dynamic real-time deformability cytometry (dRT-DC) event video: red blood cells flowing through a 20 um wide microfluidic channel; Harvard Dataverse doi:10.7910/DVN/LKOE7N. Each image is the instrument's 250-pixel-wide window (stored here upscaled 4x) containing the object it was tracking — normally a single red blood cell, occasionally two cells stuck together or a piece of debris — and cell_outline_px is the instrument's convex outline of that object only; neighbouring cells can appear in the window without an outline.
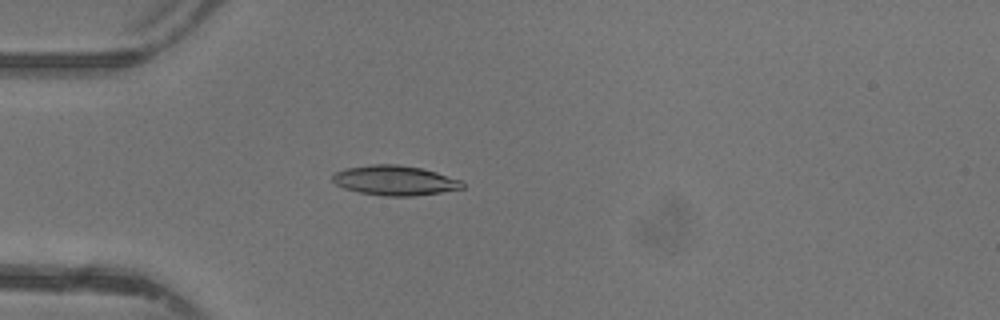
{"species": "common noctule bat (a hibernating species)", "species_latin": "Nyctalus noctula", "temperature_condition": "warm", "stored_images_in_passage": 35, "camera_frame_rate_fps": 3000, "um_per_image_px": 0.085, "animal": {"sex": "female"}, "frame": {"image": 1, "passage_image": 2, "time_ms": 0.333, "image_size_px": [1000, 320], "cell_outline_px": [[464, 188], [440, 192], [412, 196], [384, 196], [360, 192], [344, 188], [336, 184], [332, 180], [332, 176], [336, 172], [344, 168], [372, 164], [396, 164], [420, 168], [436, 172], [460, 180], [464, 184]], "centroid_in_image_um": [33.53, 15.33], "position_along_channel_um": 51.5, "area_um2": 22.37}}
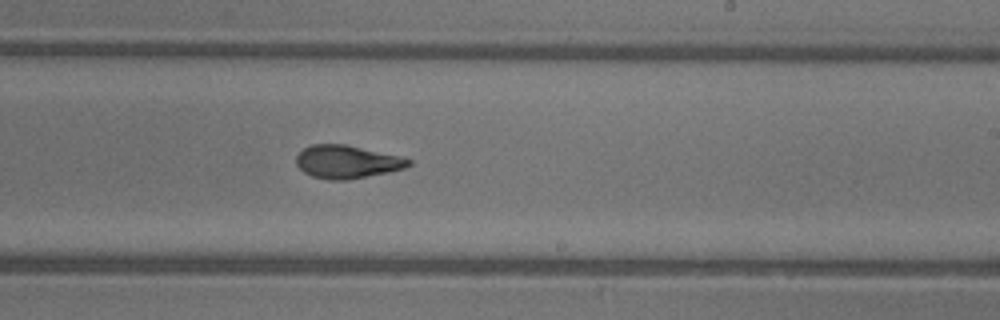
{"frame": {"image": 2, "passage_image": 17, "time_ms": 5.333, "image_size_px": [1000, 320], "cell_outline_px": [[412, 164], [404, 168], [388, 172], [348, 180], [328, 180], [312, 176], [304, 172], [296, 164], [296, 156], [304, 148], [312, 144], [344, 144], [396, 156], [412, 160]], "centroid_in_image_um": [29.45, 13.77], "position_along_channel_um": 259.6, "area_um2": 21.33}}
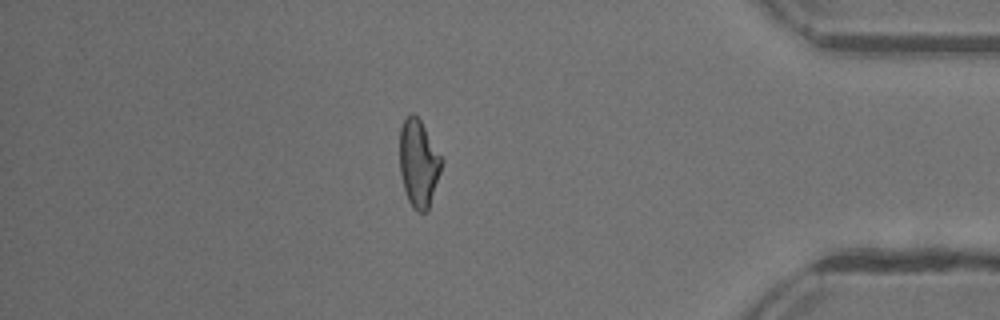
{"frame": {"image": 3, "passage_image": 29, "time_ms": 9.333, "image_size_px": [1000, 320], "cell_outline_px": [[444, 160], [428, 212], [416, 212], [412, 208], [408, 200], [404, 188], [400, 172], [400, 128], [404, 120], [412, 112], [420, 120]], "centroid_in_image_um": [35.59, 13.91], "position_along_channel_um": 399.6, "area_um2": 21.39}, "authors_computed_cell_mechanics": {"area_um2": 21.6172, "velocity_mm_per_s": 4.4136, "shape_relaxation_time_tau1_ms": 5.5428, "shape_relaxation_time_tau2_ms": 1.5461, "deformation_change_tau1": 0.1991, "deformation_change_tau2": 0.0804}}